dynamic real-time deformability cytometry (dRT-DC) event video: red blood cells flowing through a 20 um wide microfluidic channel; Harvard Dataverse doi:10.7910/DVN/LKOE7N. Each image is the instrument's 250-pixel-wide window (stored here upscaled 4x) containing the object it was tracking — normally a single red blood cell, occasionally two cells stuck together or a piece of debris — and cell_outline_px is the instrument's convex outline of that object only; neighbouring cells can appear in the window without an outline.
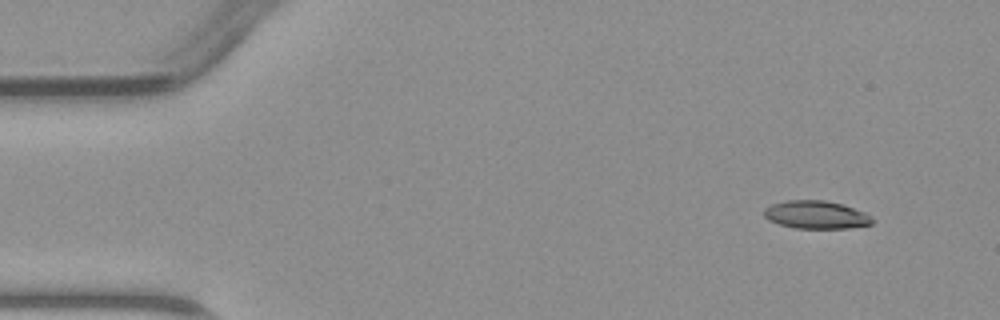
{"species": "common noctule bat (a hibernating species)", "species_latin": "Nyctalus noctula", "temperature_condition": "warm", "stored_images_in_passage": 3, "camera_frame_rate_fps": 3000, "um_per_image_px": 0.085, "animal": {"sex": "male", "body_mass_g": 23.1, "forearm_length_mm": 52.7}, "frame": {"image": 1, "passage_image": 1, "time_ms": 0.0, "image_size_px": [1000, 320], "cell_outline_px": [[876, 220], [872, 224], [848, 228], [796, 228], [780, 224], [768, 220], [764, 216], [764, 208], [772, 204], [784, 200], [824, 200], [844, 204], [864, 212], [872, 216]], "centroid_in_image_um": [69.39, 18.25], "position_along_channel_um": 15.6, "area_um2": 17.8}}
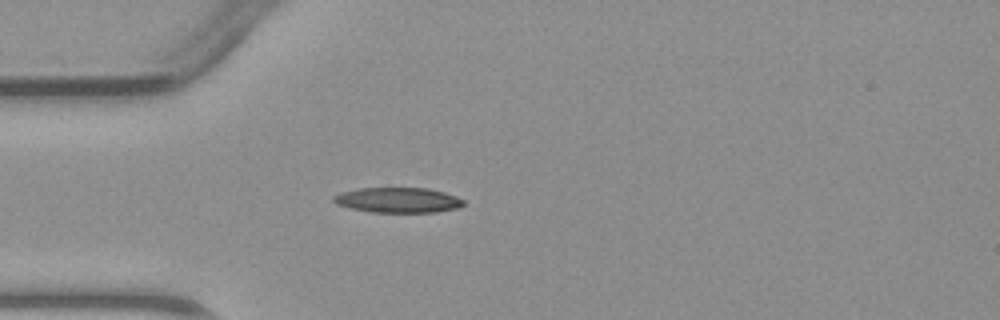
{"frame": {"image": 2, "passage_image": 3, "time_ms": 3.0, "image_size_px": [1000, 320], "cell_outline_px": [[464, 204], [460, 208], [436, 212], [372, 212], [352, 208], [336, 204], [332, 200], [332, 196], [340, 192], [356, 188], [428, 188], [444, 192], [456, 196], [464, 200]], "centroid_in_image_um": [33.83, 17.0], "position_along_channel_um": 51.2, "area_um2": 19.19}}